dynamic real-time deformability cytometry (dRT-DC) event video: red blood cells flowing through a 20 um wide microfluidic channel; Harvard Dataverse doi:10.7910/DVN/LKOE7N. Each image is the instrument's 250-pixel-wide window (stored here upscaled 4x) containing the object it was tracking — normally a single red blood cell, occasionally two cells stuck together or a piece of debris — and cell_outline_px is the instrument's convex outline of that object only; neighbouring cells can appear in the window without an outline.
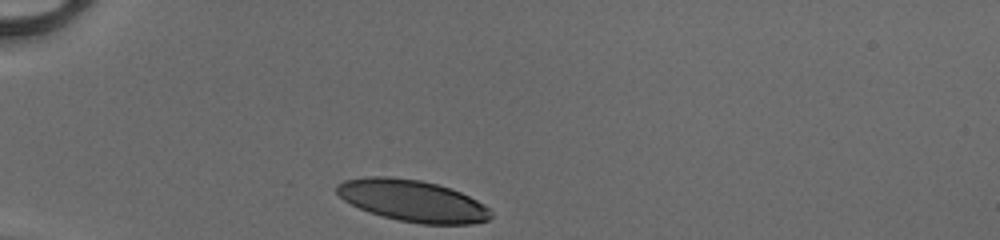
{"species": "human", "species_latin": "Homo sapiens", "temperature_condition": "cold", "stored_images_in_passage": 29, "camera_frame_rate_fps": 3000, "um_per_image_px": 0.085, "donor": {"sex": "male"}, "frame": {"image": 1, "passage_image": 1, "time_ms": 0.0, "image_size_px": [1000, 240], "cell_outline_px": [[492, 216], [488, 220], [472, 224], [420, 224], [400, 220], [384, 216], [360, 208], [344, 200], [336, 192], [336, 184], [344, 180], [368, 176], [388, 176], [420, 180], [436, 184], [460, 192], [484, 204], [492, 212]], "centroid_in_image_um": [35.07, 17.06], "position_along_channel_um": 49.9, "area_um2": 37.11}}
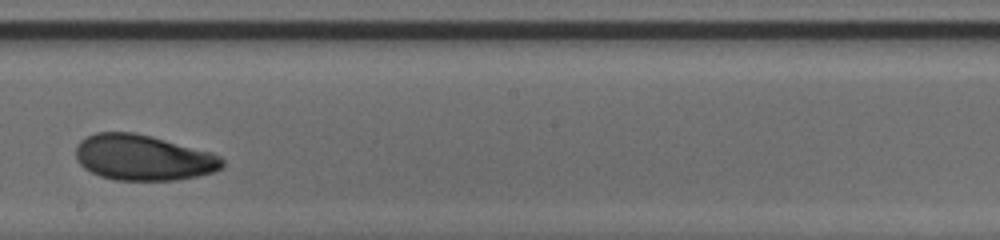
{"frame": {"image": 2, "passage_image": 17, "time_ms": 5.333, "image_size_px": [1000, 240], "cell_outline_px": [[224, 164], [216, 172], [176, 180], [116, 180], [100, 176], [84, 168], [76, 160], [76, 144], [80, 140], [96, 132], [132, 132], [152, 136], [212, 152], [220, 156], [224, 160]], "centroid_in_image_um": [12.17, 13.39], "position_along_channel_um": 236.0, "area_um2": 39.13}}
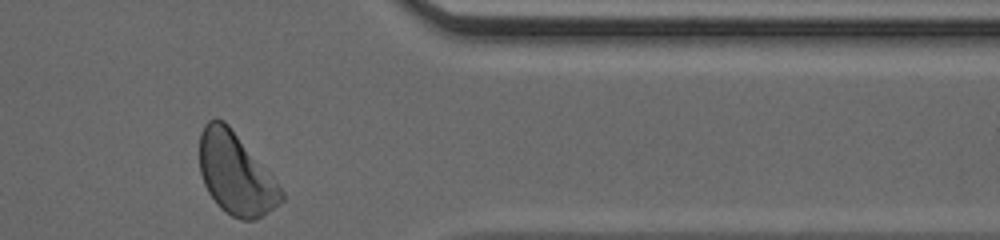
{"frame": {"image": 3, "passage_image": 29, "time_ms": 9.333, "image_size_px": [1000, 240], "cell_outline_px": [[284, 200], [256, 220], [240, 220], [232, 216], [220, 208], [216, 204], [208, 192], [204, 184], [200, 172], [200, 132], [204, 124], [208, 120], [224, 120], [228, 124], [284, 192]], "centroid_in_image_um": [20.01, 14.8], "position_along_channel_um": 391.4, "area_um2": 38.32}, "authors_computed_cell_mechanics": {"area_um2": 38.4948, "velocity_mm_per_s": 4.115, "shape_relaxation_time_tau1_ms": 3.1375, "shape_relaxation_time_tau2_ms": 2.9374, "deformation_change_tau1": 0.1393, "deformation_change_tau2": 0.0804}}